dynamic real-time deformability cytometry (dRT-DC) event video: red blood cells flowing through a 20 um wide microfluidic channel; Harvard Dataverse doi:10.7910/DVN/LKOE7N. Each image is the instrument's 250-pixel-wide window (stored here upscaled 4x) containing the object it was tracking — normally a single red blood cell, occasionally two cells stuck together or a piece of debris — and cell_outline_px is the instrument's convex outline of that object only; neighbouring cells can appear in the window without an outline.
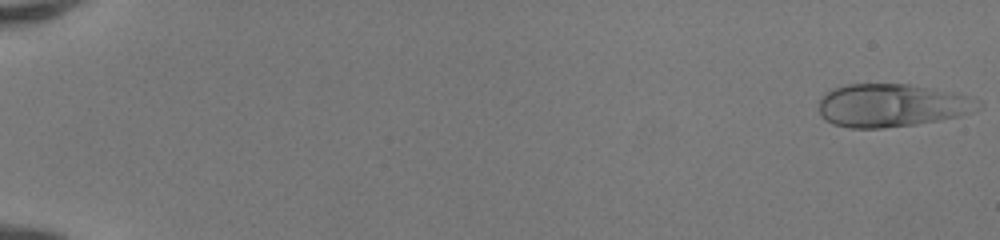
{"species": "human", "species_latin": "Homo sapiens", "temperature_condition": "room temperature", "stored_images_in_passage": 50, "camera_frame_rate_fps": 3000, "um_per_image_px": 0.085, "donor": {"sex": "female"}, "frame": {"image": 1, "passage_image": 1, "time_ms": 0.0, "image_size_px": [1000, 240], "cell_outline_px": [[984, 104], [980, 108], [960, 116], [940, 120], [916, 124], [884, 128], [852, 128], [832, 124], [824, 120], [820, 116], [820, 100], [832, 88], [844, 84], [908, 84], [960, 92], [980, 100]], "centroid_in_image_um": [75.86, 8.95], "position_along_channel_um": 9.1, "area_um2": 40.52}}
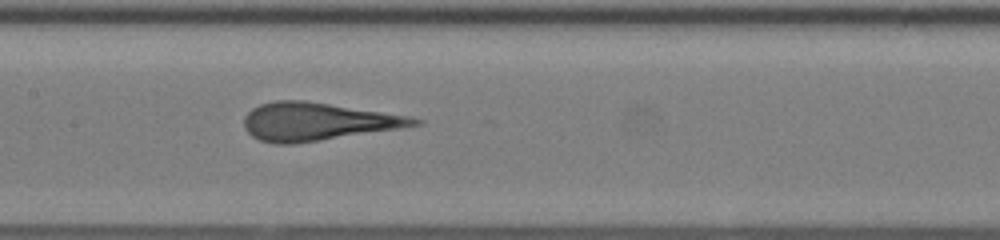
{"frame": {"image": 2, "passage_image": 27, "time_ms": 8.667, "image_size_px": [1000, 240], "cell_outline_px": [[424, 124], [400, 128], [320, 140], [292, 144], [276, 144], [260, 140], [252, 136], [244, 128], [244, 116], [252, 108], [260, 104], [276, 100], [304, 100], [412, 116], [424, 120]], "centroid_in_image_um": [26.99, 10.33], "position_along_channel_um": 180.4, "area_um2": 37.57}}
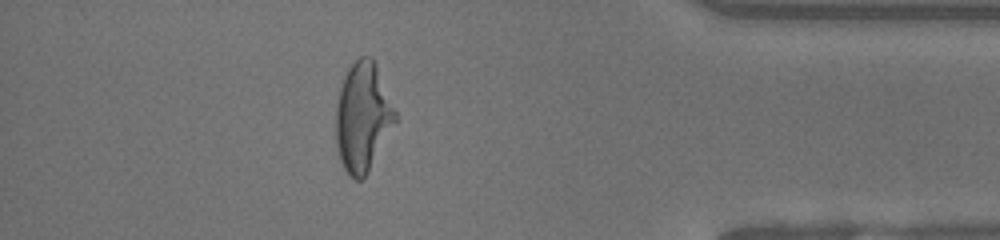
{"frame": {"image": 3, "passage_image": 45, "time_ms": 14.667, "image_size_px": [1000, 240], "cell_outline_px": [[396, 120], [368, 172], [360, 180], [356, 180], [348, 176], [340, 160], [336, 144], [336, 108], [340, 88], [344, 76], [348, 68], [360, 56], [372, 56], [376, 64], [396, 112]], "centroid_in_image_um": [30.81, 9.94], "position_along_channel_um": 404.4, "area_um2": 37.34}}